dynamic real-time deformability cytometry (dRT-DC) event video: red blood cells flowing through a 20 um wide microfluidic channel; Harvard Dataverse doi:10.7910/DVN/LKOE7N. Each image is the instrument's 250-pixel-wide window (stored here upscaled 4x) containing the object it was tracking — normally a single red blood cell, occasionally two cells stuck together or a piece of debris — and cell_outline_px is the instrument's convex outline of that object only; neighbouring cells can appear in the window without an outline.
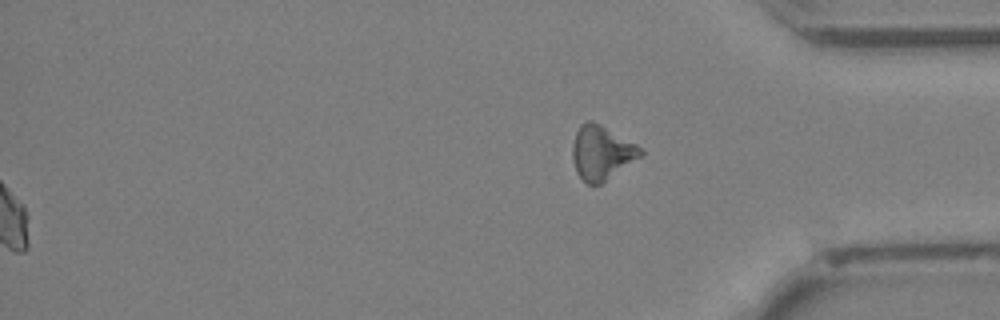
{"species": "Egyptian fruit bat (a non-hibernating species)", "species_latin": "Rousettus aegyptiacus", "temperature_condition": "cold", "stored_images_in_passage": 43, "segment_of_instrument_passage": [2, 2], "camera_frame_rate_fps": 3000, "um_per_image_px": 0.085, "animal": {"sex": "female"}, "frame": {"image": 1, "passage_image": 43, "time_ms": 14.0, "image_size_px": [1000, 320], "cell_outline_px": [[644, 156], [600, 184], [588, 184], [576, 172], [572, 156], [572, 144], [576, 132], [580, 124], [588, 120], [592, 120], [600, 124], [636, 144], [644, 152]], "centroid_in_image_um": [51.14, 12.97], "position_along_channel_um": 384.1, "area_um2": 21.5}}